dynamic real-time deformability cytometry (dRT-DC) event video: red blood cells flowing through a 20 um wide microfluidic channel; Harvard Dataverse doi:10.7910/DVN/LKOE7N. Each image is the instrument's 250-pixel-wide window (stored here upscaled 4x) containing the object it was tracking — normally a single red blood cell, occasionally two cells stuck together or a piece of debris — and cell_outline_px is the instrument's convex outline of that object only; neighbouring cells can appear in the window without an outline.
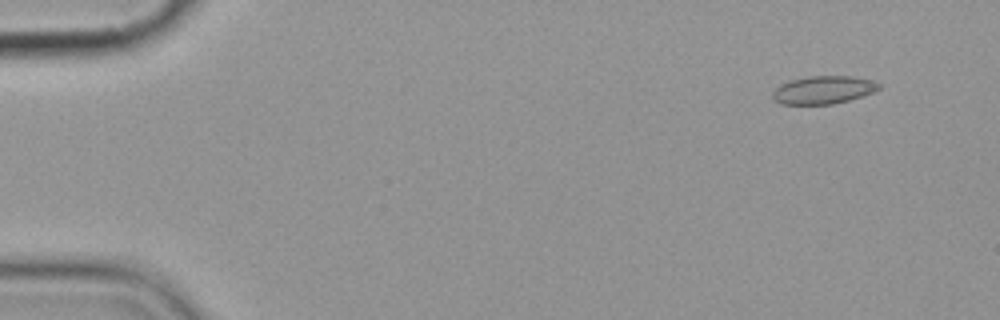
{"species": "common noctule bat (a hibernating species)", "species_latin": "Nyctalus noctula", "temperature_condition": "cold", "stored_images_in_passage": 7, "camera_frame_rate_fps": 3000, "um_per_image_px": 0.085, "animal": {"sex": "female", "body_mass_g": 19.9}, "frame": {"image": 1, "passage_image": 2, "time_ms": 1.0, "image_size_px": [1000, 320], "cell_outline_px": [[884, 84], [880, 88], [864, 96], [832, 104], [780, 104], [772, 100], [772, 92], [780, 84], [792, 80], [808, 76], [852, 76], [872, 80]], "centroid_in_image_um": [69.99, 7.64], "position_along_channel_um": 15.0, "area_um2": 17.46}}
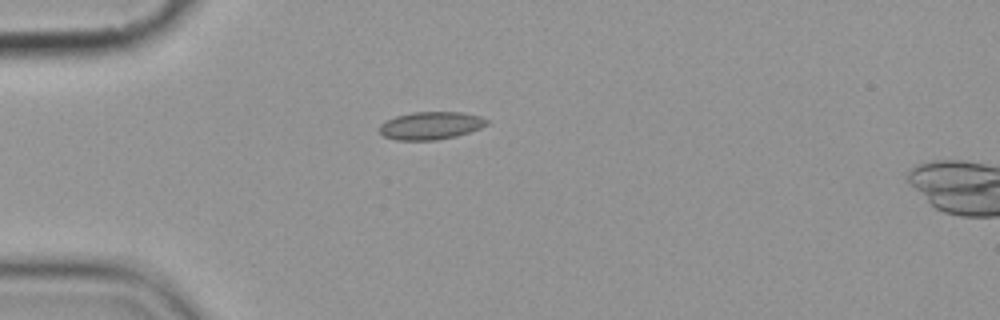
{"frame": {"image": 2, "passage_image": 5, "time_ms": 4.667, "image_size_px": [1000, 320], "cell_outline_px": [[488, 124], [480, 128], [456, 136], [436, 140], [396, 140], [384, 136], [380, 132], [380, 124], [396, 116], [412, 112], [464, 112], [480, 116], [488, 120]], "centroid_in_image_um": [36.63, 10.67], "position_along_channel_um": 48.4, "area_um2": 17.28}}
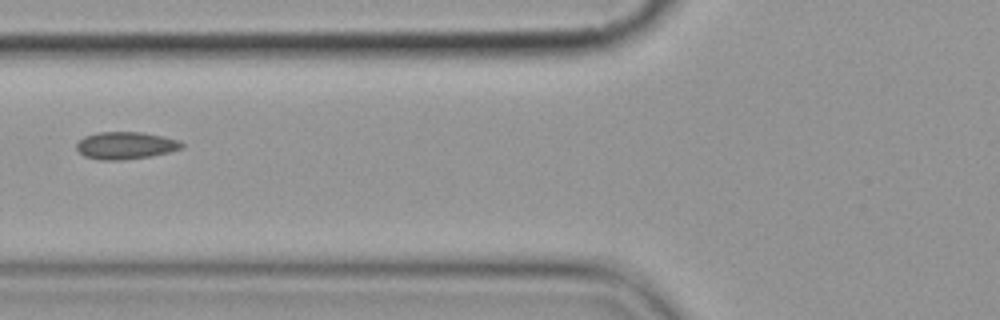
{"frame": {"image": 3, "passage_image": 7, "time_ms": 7.0, "image_size_px": [1000, 320], "cell_outline_px": [[184, 148], [152, 156], [124, 160], [100, 160], [84, 156], [76, 148], [76, 144], [84, 136], [96, 132], [140, 132], [180, 140], [184, 144]], "centroid_in_image_um": [10.67, 12.37], "position_along_channel_um": 115.1, "area_um2": 16.82}}